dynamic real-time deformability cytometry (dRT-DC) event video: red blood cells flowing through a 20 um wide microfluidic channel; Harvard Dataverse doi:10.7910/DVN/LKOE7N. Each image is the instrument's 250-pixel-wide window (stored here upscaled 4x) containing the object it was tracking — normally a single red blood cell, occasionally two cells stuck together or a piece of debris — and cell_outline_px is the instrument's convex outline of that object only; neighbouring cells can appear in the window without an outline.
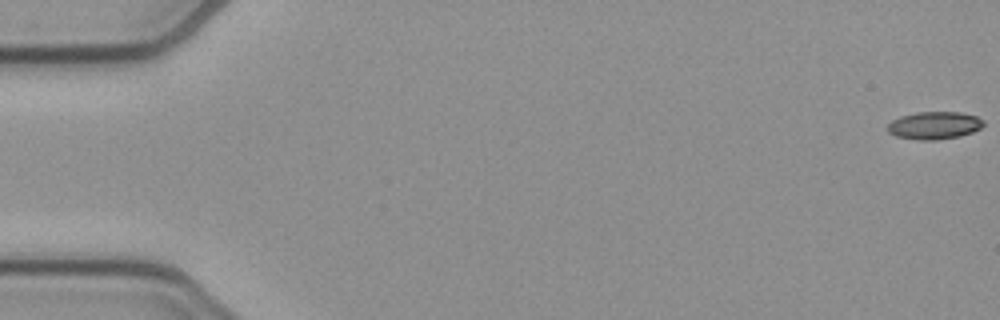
{"species": "common noctule bat (a hibernating species)", "species_latin": "Nyctalus noctula", "temperature_condition": "cold", "stored_images_in_passage": 54, "camera_frame_rate_fps": 3000, "um_per_image_px": 0.085, "animal": {"sex": "female", "body_mass_g": 21.9}, "frame": {"image": 1, "passage_image": 1, "time_ms": 0.0, "image_size_px": [1000, 320], "cell_outline_px": [[984, 124], [980, 128], [972, 132], [960, 136], [936, 140], [920, 140], [896, 136], [888, 132], [888, 124], [892, 120], [900, 116], [916, 112], [960, 112], [976, 116], [984, 120]], "centroid_in_image_um": [79.42, 10.65], "position_along_channel_um": 5.6, "area_um2": 15.43}}
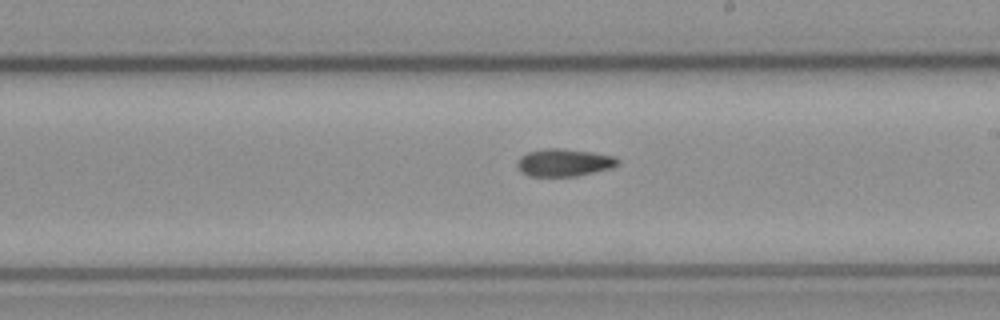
{"frame": {"image": 2, "passage_image": 31, "time_ms": 10.0, "image_size_px": [1000, 320], "cell_outline_px": [[620, 164], [612, 168], [576, 176], [528, 176], [520, 172], [516, 164], [520, 156], [528, 152], [544, 148], [560, 148], [592, 152], [616, 156], [620, 160]], "centroid_in_image_um": [47.95, 13.81], "position_along_channel_um": 241.0, "area_um2": 16.36}}
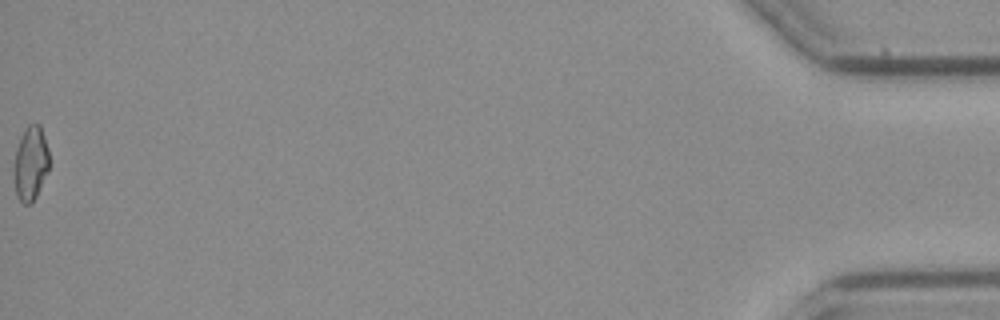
{"frame": {"image": 3, "passage_image": 54, "time_ms": 17.667, "image_size_px": [1000, 320], "cell_outline_px": [[48, 172], [32, 204], [24, 204], [16, 196], [12, 176], [12, 172], [16, 148], [28, 124], [40, 124], [48, 148]], "centroid_in_image_um": [2.57, 13.94], "position_along_channel_um": 432.6, "area_um2": 15.43}, "authors_computed_cell_mechanics": {"area_um2": 15.6638, "velocity_mm_per_s": 3.8913, "shape_relaxation_time_tau1_ms": null, "shape_relaxation_time_tau2_ms": 6.1442, "deformation_change_tau1": null, "deformation_change_tau2": 0.1309}}